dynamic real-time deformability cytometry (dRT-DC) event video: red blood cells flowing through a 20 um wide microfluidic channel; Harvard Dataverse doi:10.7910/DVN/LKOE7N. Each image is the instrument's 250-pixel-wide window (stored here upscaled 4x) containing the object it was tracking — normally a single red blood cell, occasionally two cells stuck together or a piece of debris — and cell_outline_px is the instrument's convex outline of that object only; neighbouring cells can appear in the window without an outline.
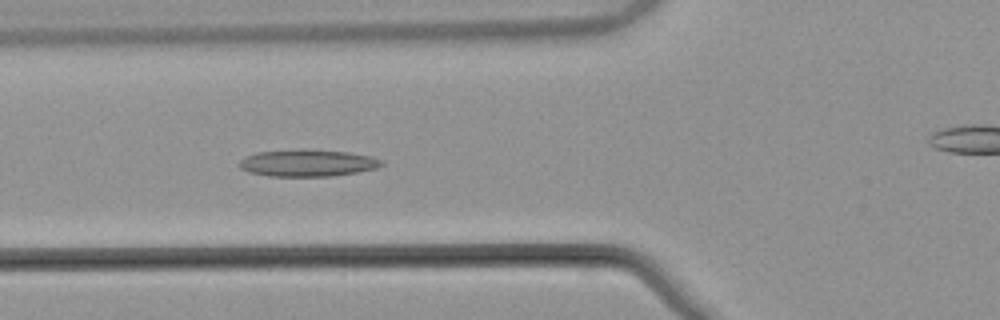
{"species": "common noctule bat (a hibernating species)", "species_latin": "Nyctalus noctula", "temperature_condition": "warm", "stored_images_in_passage": 55, "camera_frame_rate_fps": 3000, "um_per_image_px": 0.085, "animal": {"sex": "male", "body_mass_g": 21.5, "forearm_length_mm": 52.0}, "frame": {"image": 1, "passage_image": 21, "time_ms": 6.667, "image_size_px": [1000, 320], "cell_outline_px": [[384, 164], [376, 168], [356, 172], [332, 176], [268, 176], [248, 172], [240, 168], [236, 164], [244, 156], [256, 152], [300, 148], [308, 148], [348, 152], [372, 156], [384, 160]], "centroid_in_image_um": [26.11, 13.83], "position_along_channel_um": 99.7, "area_um2": 22.89}}
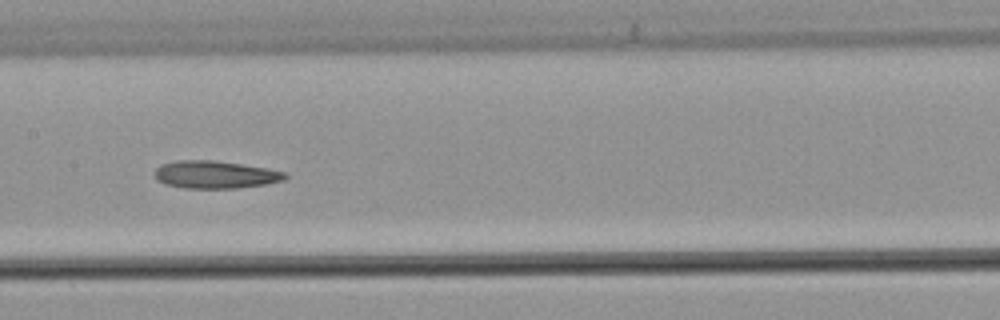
{"frame": {"image": 2, "passage_image": 28, "time_ms": 9.0, "image_size_px": [1000, 320], "cell_outline_px": [[288, 176], [284, 180], [264, 184], [236, 188], [184, 188], [164, 184], [156, 180], [156, 168], [160, 164], [176, 160], [212, 160], [268, 168], [284, 172]], "centroid_in_image_um": [18.26, 14.84], "position_along_channel_um": 189.1, "area_um2": 20.92}}
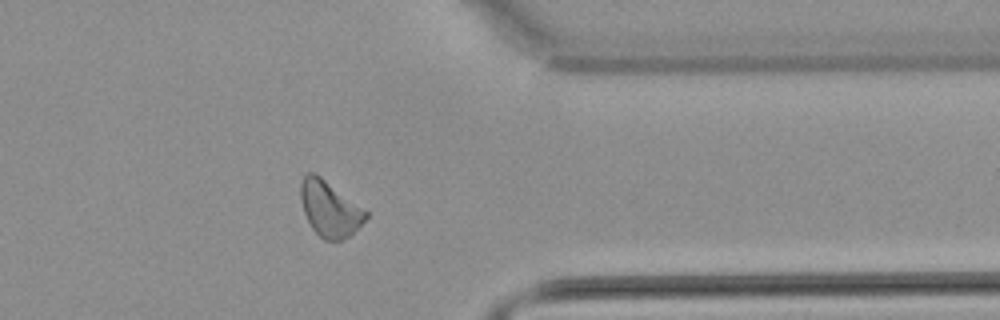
{"frame": {"image": 3, "passage_image": 44, "time_ms": 14.333, "image_size_px": [1000, 320], "cell_outline_px": [[368, 216], [344, 240], [324, 240], [312, 228], [304, 212], [300, 200], [300, 184], [304, 176], [308, 172], [312, 172], [320, 176], [364, 208], [368, 212]], "centroid_in_image_um": [28.0, 17.73], "position_along_channel_um": 383.4, "area_um2": 20.81}, "authors_computed_cell_mechanics": {"area_um2": 21.5594, "velocity_mm_per_s": 3.8247, "shape_relaxation_time_tau1_ms": 10.4841, "shape_relaxation_time_tau2_ms": null, "deformation_change_tau1": 0.1799, "deformation_change_tau2": null}}